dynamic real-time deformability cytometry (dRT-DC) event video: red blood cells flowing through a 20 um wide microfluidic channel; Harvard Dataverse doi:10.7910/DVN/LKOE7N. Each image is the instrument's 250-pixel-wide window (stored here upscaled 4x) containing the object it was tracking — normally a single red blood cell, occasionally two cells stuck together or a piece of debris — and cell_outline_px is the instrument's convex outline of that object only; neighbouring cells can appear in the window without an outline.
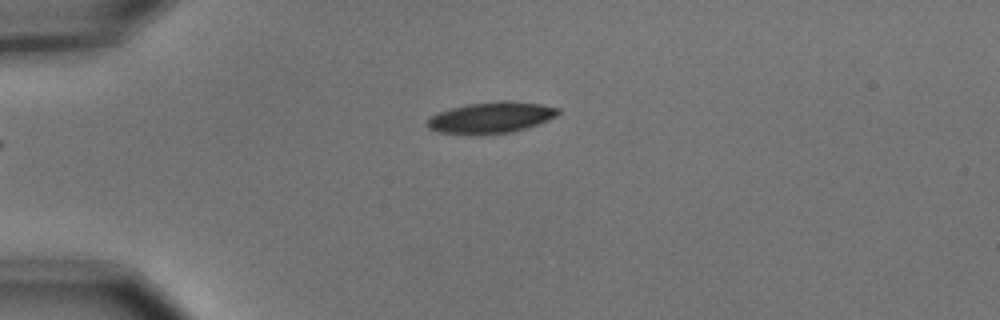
{"species": "common noctule bat (a hibernating species)", "species_latin": "Nyctalus noctula", "temperature_condition": "cold", "stored_images_in_passage": 2, "camera_frame_rate_fps": 3000, "um_per_image_px": 0.085, "animal": {"sex": "male", "body_mass_g": 15.6}, "frame": {"image": 1, "passage_image": 2, "time_ms": 0.333, "image_size_px": [1000, 320], "cell_outline_px": [[560, 112], [556, 116], [548, 120], [512, 132], [440, 132], [428, 128], [428, 116], [436, 112], [468, 104], [496, 100], [512, 100], [540, 104], [560, 108]], "centroid_in_image_um": [41.77, 9.93], "position_along_channel_um": 43.2, "area_um2": 23.12}}